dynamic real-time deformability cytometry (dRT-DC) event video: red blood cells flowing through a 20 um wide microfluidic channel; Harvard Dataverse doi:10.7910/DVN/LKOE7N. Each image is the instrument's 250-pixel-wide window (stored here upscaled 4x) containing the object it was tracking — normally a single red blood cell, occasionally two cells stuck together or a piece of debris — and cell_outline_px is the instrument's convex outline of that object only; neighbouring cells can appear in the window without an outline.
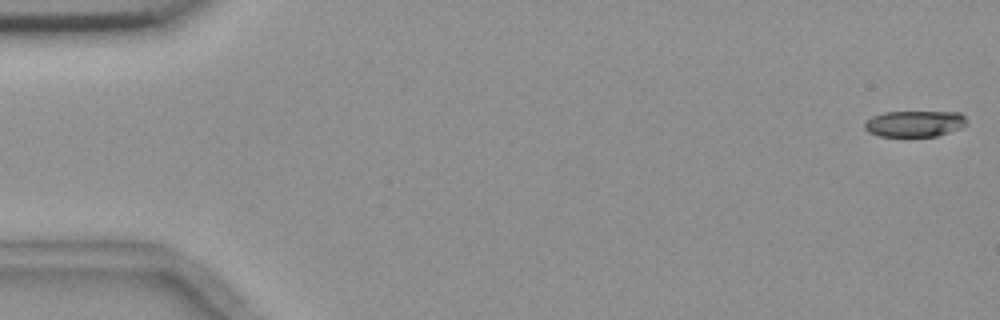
{"species": "common noctule bat (a hibernating species)", "species_latin": "Nyctalus noctula", "temperature_condition": "room temperature", "stored_images_in_passage": 6, "camera_frame_rate_fps": 3000, "um_per_image_px": 0.085, "animal": {"sex": "female", "body_mass_g": 18.4}, "frame": {"image": 1, "passage_image": 1, "time_ms": 0.0, "image_size_px": [1000, 320], "cell_outline_px": [[968, 124], [960, 128], [936, 136], [880, 136], [868, 132], [864, 128], [864, 124], [872, 116], [884, 112], [960, 112], [964, 116]], "centroid_in_image_um": [77.74, 10.51], "position_along_channel_um": 7.3, "area_um2": 15.49}}
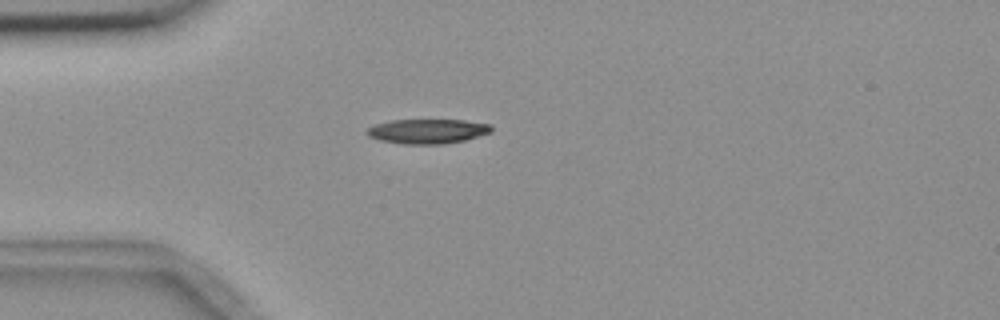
{"frame": {"image": 2, "passage_image": 5, "time_ms": 4.667, "image_size_px": [1000, 320], "cell_outline_px": [[492, 132], [464, 140], [444, 144], [404, 144], [380, 140], [368, 136], [364, 132], [372, 124], [392, 120], [464, 120], [492, 124]], "centroid_in_image_um": [36.32, 11.15], "position_along_channel_um": 48.7, "area_um2": 17.98}}